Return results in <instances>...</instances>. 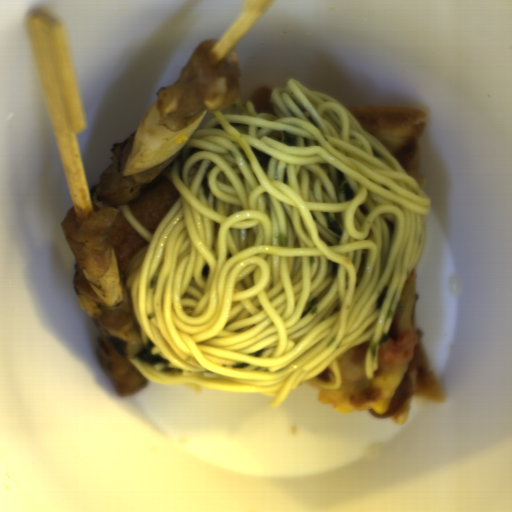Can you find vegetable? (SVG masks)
<instances>
[{"label": "vegetable", "instance_id": "obj_1", "mask_svg": "<svg viewBox=\"0 0 512 512\" xmlns=\"http://www.w3.org/2000/svg\"><path fill=\"white\" fill-rule=\"evenodd\" d=\"M157 103L158 99L135 131L132 151L123 166V177L153 168L178 151L194 135L207 114L205 110L195 122L179 130H171L161 124Z\"/></svg>", "mask_w": 512, "mask_h": 512}, {"label": "vegetable", "instance_id": "obj_2", "mask_svg": "<svg viewBox=\"0 0 512 512\" xmlns=\"http://www.w3.org/2000/svg\"><path fill=\"white\" fill-rule=\"evenodd\" d=\"M82 272L89 285L103 302L102 304L83 294H78L79 306L86 314L95 318L102 316L105 311L130 313L129 293L123 285L117 256L112 246H110L109 267L102 277L94 278L83 269Z\"/></svg>", "mask_w": 512, "mask_h": 512}, {"label": "vegetable", "instance_id": "obj_3", "mask_svg": "<svg viewBox=\"0 0 512 512\" xmlns=\"http://www.w3.org/2000/svg\"><path fill=\"white\" fill-rule=\"evenodd\" d=\"M102 335L108 338L115 352L124 358H132L137 355L143 345L141 335L135 325L133 317L129 316L128 322L119 329L107 328L95 322Z\"/></svg>", "mask_w": 512, "mask_h": 512}, {"label": "vegetable", "instance_id": "obj_4", "mask_svg": "<svg viewBox=\"0 0 512 512\" xmlns=\"http://www.w3.org/2000/svg\"><path fill=\"white\" fill-rule=\"evenodd\" d=\"M100 192H101V182L98 183L97 185H95L94 187H92L90 192H89V195L91 197V200H92L93 204L98 206L100 209L101 208H116V209L118 208L119 204L118 205L105 204L101 200Z\"/></svg>", "mask_w": 512, "mask_h": 512}]
</instances>
